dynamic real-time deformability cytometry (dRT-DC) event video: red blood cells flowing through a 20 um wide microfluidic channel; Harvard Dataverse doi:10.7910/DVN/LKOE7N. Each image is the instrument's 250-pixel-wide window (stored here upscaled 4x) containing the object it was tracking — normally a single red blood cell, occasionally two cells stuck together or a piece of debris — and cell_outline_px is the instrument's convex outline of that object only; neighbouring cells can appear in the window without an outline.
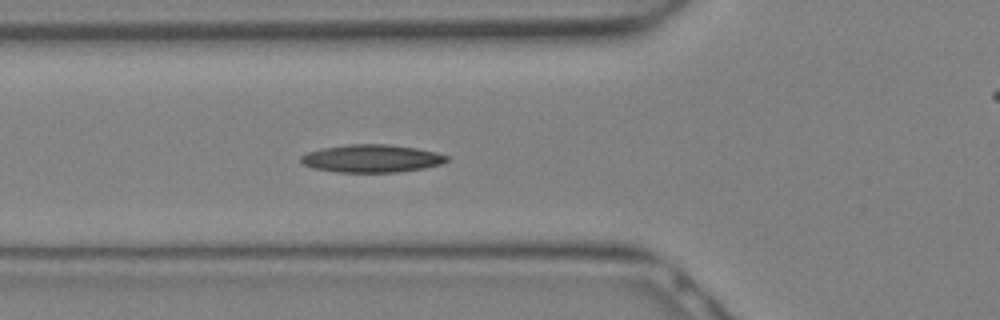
{"species": "Egyptian fruit bat (a non-hibernating species)", "species_latin": "Rousettus aegyptiacus", "temperature_condition": "warm", "stored_images_in_passage": 24, "camera_frame_rate_fps": 3000, "um_per_image_px": 0.085, "animal": {"sex": "female"}, "frame": {"image": 1, "passage_image": 5, "time_ms": 1.333, "image_size_px": [1000, 320], "cell_outline_px": [[448, 160], [440, 164], [424, 168], [396, 172], [336, 172], [312, 168], [304, 164], [300, 160], [300, 156], [308, 152], [324, 148], [348, 144], [388, 144], [416, 148], [436, 152], [448, 156]], "centroid_in_image_um": [31.58, 13.47], "position_along_channel_um": 94.2, "area_um2": 23.52}}
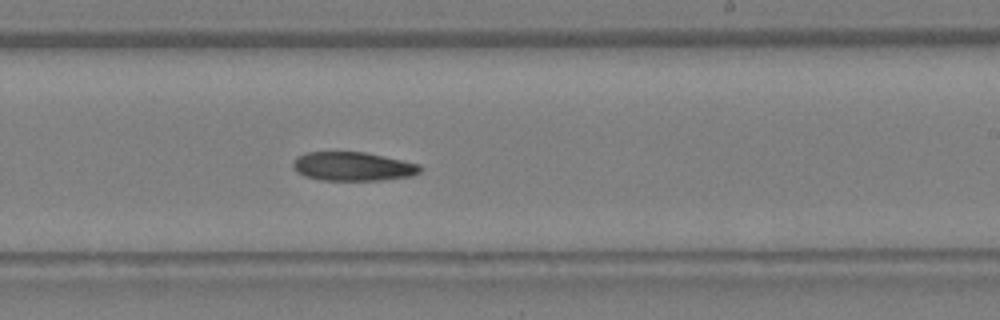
{"frame": {"image": 2, "passage_image": 12, "time_ms": 3.667, "image_size_px": [1000, 320], "cell_outline_px": [[420, 172], [412, 176], [380, 180], [324, 180], [304, 176], [296, 172], [292, 168], [292, 164], [296, 156], [304, 152], [364, 152], [384, 156], [420, 164]], "centroid_in_image_um": [29.95, 14.14], "position_along_channel_um": 259.1, "area_um2": 21.44}}
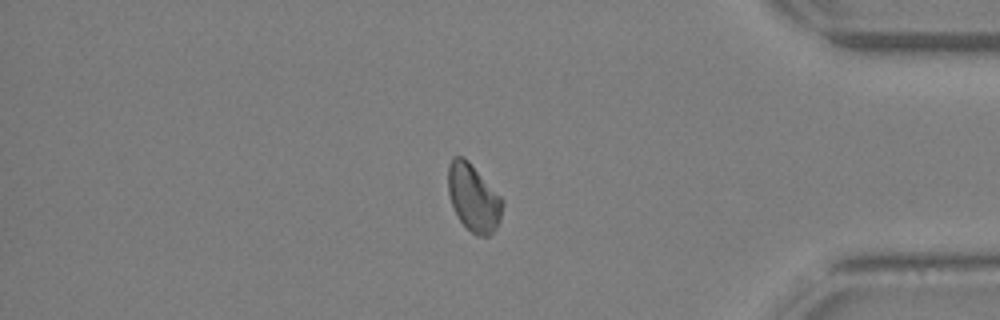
{"frame": {"image": 3, "passage_image": 19, "time_ms": 6.0, "image_size_px": [1000, 320], "cell_outline_px": [[504, 204], [500, 220], [496, 228], [488, 236], [476, 236], [460, 220], [452, 204], [448, 192], [448, 164], [452, 156], [464, 156], [468, 160], [504, 200]], "centroid_in_image_um": [40.25, 16.79], "position_along_channel_um": 395.0, "area_um2": 21.27}}